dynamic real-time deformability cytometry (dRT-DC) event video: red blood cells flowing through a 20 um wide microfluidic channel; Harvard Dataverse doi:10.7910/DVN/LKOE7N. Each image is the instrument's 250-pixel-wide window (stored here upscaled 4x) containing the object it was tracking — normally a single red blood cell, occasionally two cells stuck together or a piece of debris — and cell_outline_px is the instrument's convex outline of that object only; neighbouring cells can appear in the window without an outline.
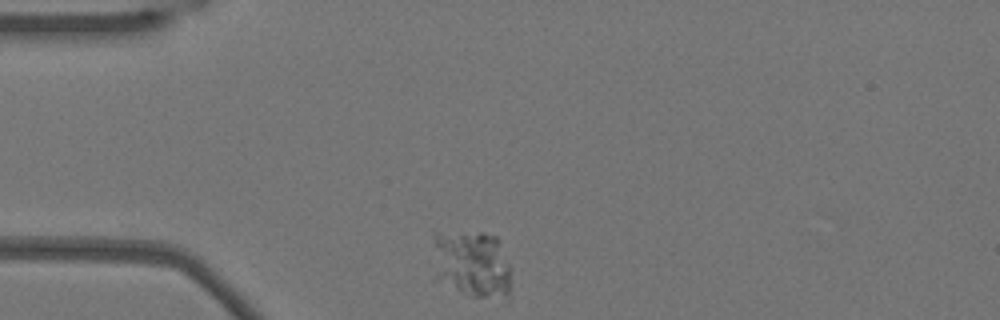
{"species": "Egyptian fruit bat (a non-hibernating species)", "species_latin": "Rousettus aegyptiacus", "temperature_condition": "warm", "stored_images_in_passage": 22, "camera_frame_rate_fps": 3000, "um_per_image_px": 0.085, "animal": {"sex": "female"}, "frame": {"image": 1, "passage_image": 1, "time_ms": 0.0, "image_size_px": [1000, 320], "cell_outline_px": [[512, 268], [508, 296], [472, 296], [460, 292], [440, 276], [432, 232], [432, 228], [484, 232], [496, 236], [500, 240]], "centroid_in_image_um": [40.19, 22.28], "position_along_channel_um": 44.8, "area_um2": 30.75}}
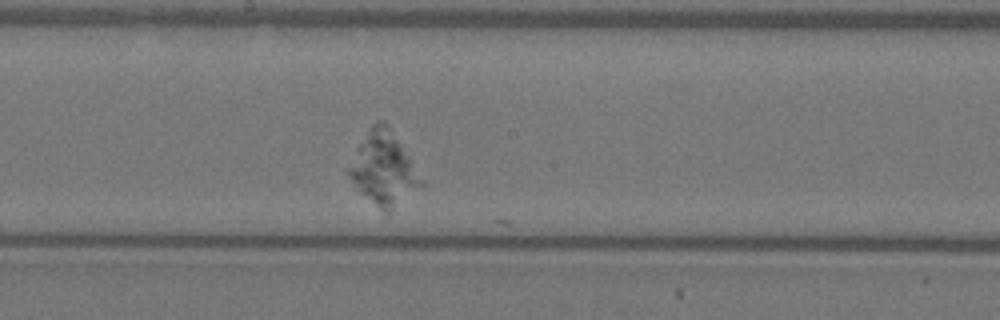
{"frame": {"image": 2, "passage_image": 18, "time_ms": 5.667, "image_size_px": [1000, 320], "cell_outline_px": [[424, 184], [388, 216], [384, 216], [360, 192], [348, 176], [348, 168], [356, 148], [372, 124], [376, 120], [384, 120], [424, 180]], "centroid_in_image_um": [32.61, 14.43], "position_along_channel_um": 215.6, "area_um2": 30.92}}
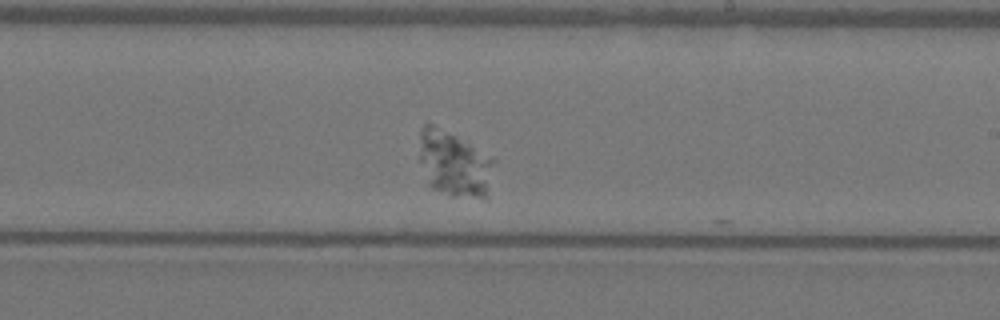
{"frame": {"image": 3, "passage_image": 21, "time_ms": 6.667, "image_size_px": [1000, 320], "cell_outline_px": [[496, 160], [488, 200], [484, 200], [452, 196], [432, 188], [428, 184], [420, 160], [420, 128], [424, 124], [432, 124]], "centroid_in_image_um": [38.66, 14.02], "position_along_channel_um": 250.3, "area_um2": 28.55}}